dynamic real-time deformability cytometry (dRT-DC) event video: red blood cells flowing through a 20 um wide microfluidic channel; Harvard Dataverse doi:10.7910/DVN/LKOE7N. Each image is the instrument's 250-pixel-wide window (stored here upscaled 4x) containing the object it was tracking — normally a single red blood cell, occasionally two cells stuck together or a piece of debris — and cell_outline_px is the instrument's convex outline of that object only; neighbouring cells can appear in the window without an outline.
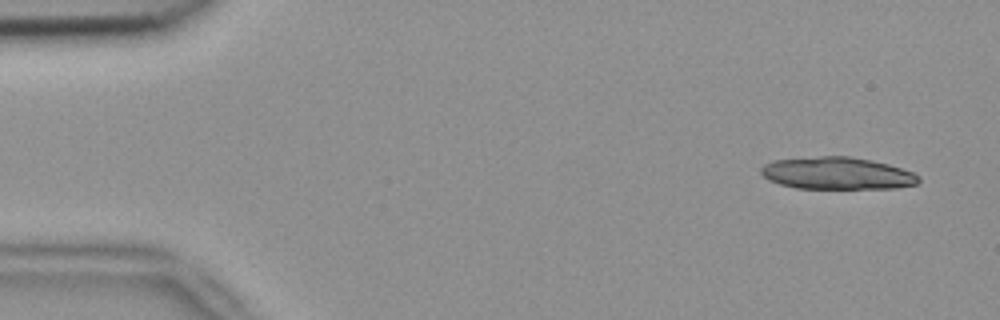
{"species": "common noctule bat (a hibernating species)", "species_latin": "Nyctalus noctula", "temperature_condition": "room temperature", "stored_images_in_passage": 10, "camera_frame_rate_fps": 3000, "um_per_image_px": 0.085, "animal": {"sex": "female", "body_mass_g": 18.4}, "frame": {"image": 1, "passage_image": 1, "time_ms": 0.0, "image_size_px": [1000, 320], "cell_outline_px": [[920, 180], [916, 184], [896, 188], [796, 188], [780, 184], [768, 180], [760, 172], [760, 168], [764, 164], [772, 160], [820, 156], [848, 156], [872, 160], [888, 164], [912, 172], [920, 176]], "centroid_in_image_um": [71.13, 14.72], "position_along_channel_um": 13.9, "area_um2": 29.59}}
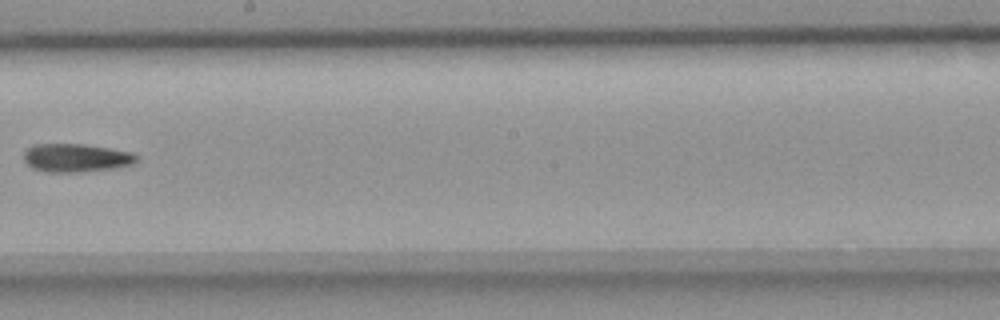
{"frame": {"image": 2, "passage_image": 9, "time_ms": 2.667, "image_size_px": [1000, 320], "cell_outline_px": [[140, 156], [132, 164], [108, 168], [76, 172], [48, 172], [32, 168], [24, 160], [24, 152], [32, 144], [84, 144], [132, 152]], "centroid_in_image_um": [6.43, 13.4], "position_along_channel_um": 241.8, "area_um2": 18.38}}
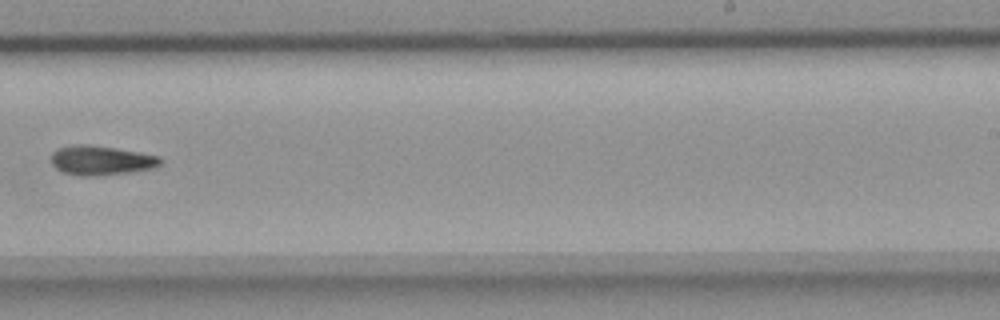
{"frame": {"image": 3, "passage_image": 10, "time_ms": 3.0, "image_size_px": [1000, 320], "cell_outline_px": [[164, 160], [156, 168], [128, 172], [92, 176], [76, 176], [64, 172], [56, 168], [52, 164], [52, 152], [56, 148], [76, 144], [88, 144], [116, 148], [140, 152], [160, 156]], "centroid_in_image_um": [8.61, 13.62], "position_along_channel_um": 280.4, "area_um2": 18.9}}